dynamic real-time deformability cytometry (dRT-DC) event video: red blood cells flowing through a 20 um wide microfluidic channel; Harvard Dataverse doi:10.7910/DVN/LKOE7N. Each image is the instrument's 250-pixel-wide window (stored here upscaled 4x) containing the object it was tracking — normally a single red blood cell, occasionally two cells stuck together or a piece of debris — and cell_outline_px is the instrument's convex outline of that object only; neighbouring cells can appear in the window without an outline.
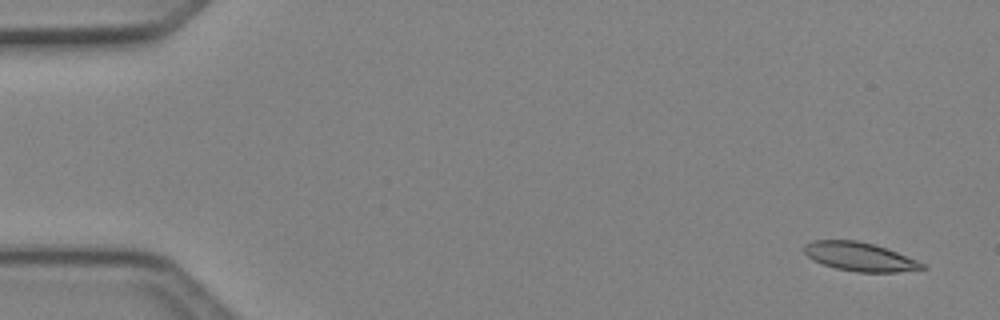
{"species": "Egyptian fruit bat (a non-hibernating species)", "species_latin": "Rousettus aegyptiacus", "temperature_condition": "cold", "stored_images_in_passage": 6, "camera_frame_rate_fps": 3000, "um_per_image_px": 0.085, "animal": {"sex": "female"}, "frame": {"image": 1, "passage_image": 1, "time_ms": 0.0, "image_size_px": [1000, 320], "cell_outline_px": [[928, 268], [900, 272], [856, 272], [836, 268], [812, 260], [804, 252], [804, 244], [812, 240], [856, 240], [872, 244], [896, 252], [916, 260], [924, 264]], "centroid_in_image_um": [73.05, 21.82], "position_along_channel_um": 11.9, "area_um2": 19.59}}
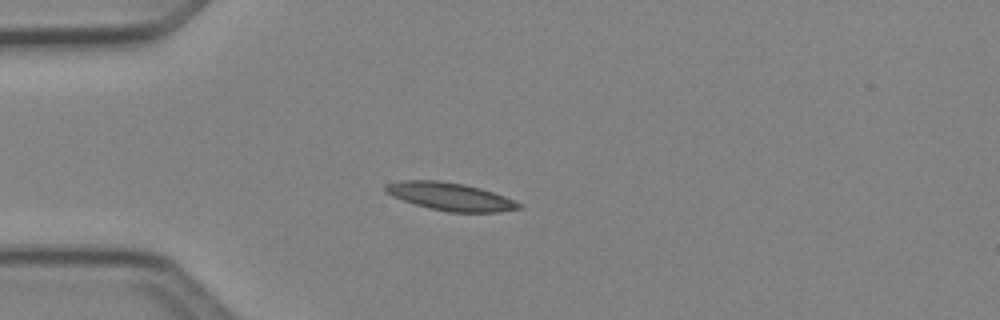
{"frame": {"image": 2, "passage_image": 4, "time_ms": 1.0, "image_size_px": [1000, 320], "cell_outline_px": [[524, 208], [500, 212], [448, 212], [416, 204], [392, 196], [384, 192], [384, 184], [400, 180], [440, 180], [464, 184], [480, 188], [504, 196], [524, 204]], "centroid_in_image_um": [38.29, 16.7], "position_along_channel_um": 46.7, "area_um2": 21.73}}
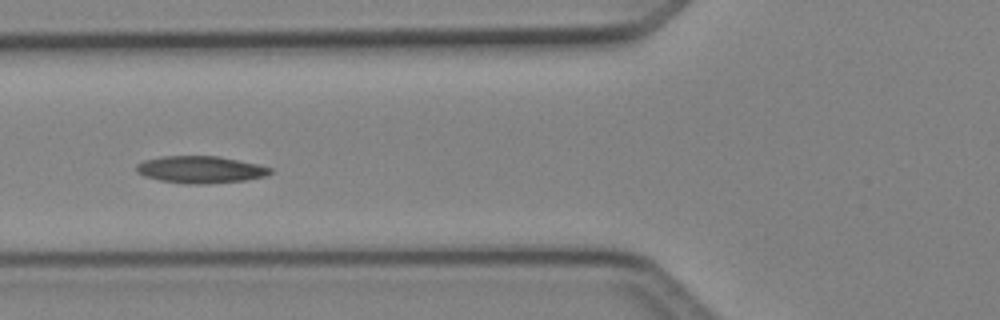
{"frame": {"image": 3, "passage_image": 6, "time_ms": 1.667, "image_size_px": [1000, 320], "cell_outline_px": [[272, 172], [264, 176], [244, 180], [208, 184], [184, 184], [160, 180], [144, 176], [136, 172], [136, 164], [144, 160], [160, 156], [216, 156], [260, 164], [272, 168]], "centroid_in_image_um": [17.01, 14.41], "position_along_channel_um": 108.8, "area_um2": 21.21}}